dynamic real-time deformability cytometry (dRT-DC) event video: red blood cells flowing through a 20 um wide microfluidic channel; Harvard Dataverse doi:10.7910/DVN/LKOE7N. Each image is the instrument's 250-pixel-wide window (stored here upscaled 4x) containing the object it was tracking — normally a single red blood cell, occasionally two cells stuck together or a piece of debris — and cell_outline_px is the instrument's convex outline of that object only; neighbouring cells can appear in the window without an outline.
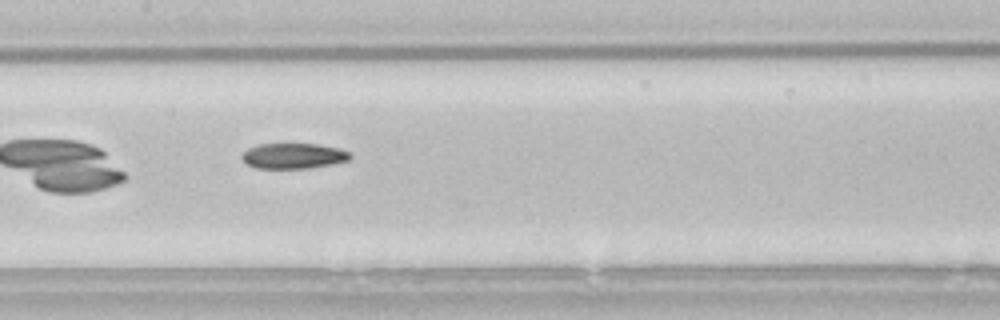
{"species": "common noctule bat (a hibernating species)", "species_latin": "Nyctalus noctula", "temperature_condition": "room temperature", "stored_images_in_passage": 31, "camera_frame_rate_fps": 3000, "um_per_image_px": 0.085, "animal": {"sex": "male", "body_mass_g": 21.5, "forearm_length_mm": 52.0}, "frame": {"image": 1, "passage_image": 10, "time_ms": 3.0, "image_size_px": [1000, 320], "cell_outline_px": [[352, 156], [348, 160], [332, 164], [308, 168], [256, 168], [248, 164], [240, 156], [248, 148], [256, 144], [316, 144], [340, 148], [348, 152]], "centroid_in_image_um": [24.93, 13.24], "position_along_channel_um": 182.5, "area_um2": 15.95}}
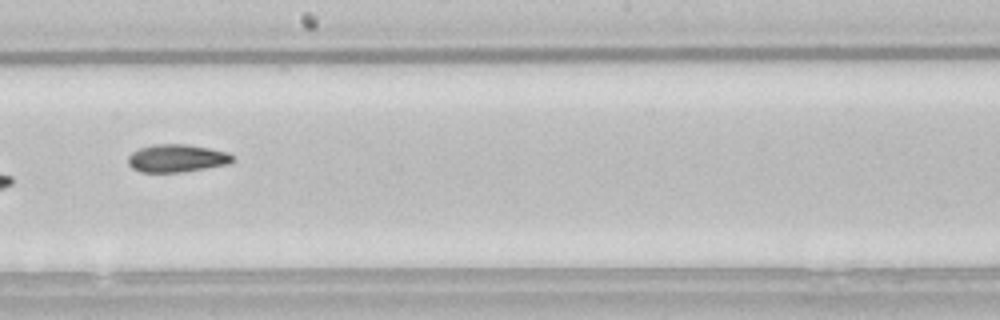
{"frame": {"image": 2, "passage_image": 14, "time_ms": 4.333, "image_size_px": [1000, 320], "cell_outline_px": [[236, 160], [228, 164], [180, 172], [140, 172], [132, 168], [128, 164], [128, 156], [132, 152], [140, 148], [152, 144], [188, 144], [228, 152]], "centroid_in_image_um": [15.01, 13.44], "position_along_channel_um": 233.2, "area_um2": 16.94}, "authors_computed_cell_mechanics": {"area_um2": 16.5886, "velocity_mm_per_s": 3.8138, "shape_relaxation_time_tau1_ms": 8.5168, "shape_relaxation_time_tau2_ms": null, "deformation_change_tau1": 0.1784, "deformation_change_tau2": null}}